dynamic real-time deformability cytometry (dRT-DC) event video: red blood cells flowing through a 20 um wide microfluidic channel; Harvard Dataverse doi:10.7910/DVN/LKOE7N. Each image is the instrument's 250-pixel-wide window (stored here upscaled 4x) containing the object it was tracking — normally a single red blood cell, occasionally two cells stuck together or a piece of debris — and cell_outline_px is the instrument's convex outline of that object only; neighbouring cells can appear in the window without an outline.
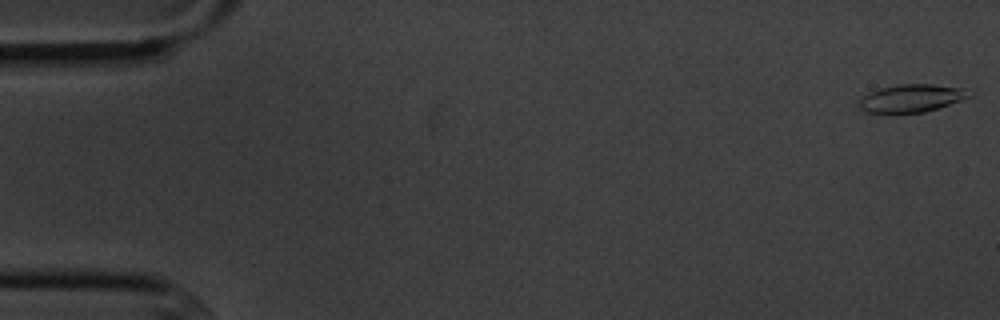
{"species": "common noctule bat (a hibernating species)", "species_latin": "Nyctalus noctula", "temperature_condition": "cold", "stored_images_in_passage": 5, "camera_frame_rate_fps": 3000, "um_per_image_px": 0.085, "animal": {"sex": "male", "body_mass_g": 20.1, "forearm_length_mm": 53.5}, "frame": {"image": 1, "passage_image": 1, "time_ms": 0.0, "image_size_px": [1000, 320], "cell_outline_px": [[972, 96], [924, 112], [864, 112], [860, 108], [860, 100], [868, 92], [880, 88], [900, 84], [932, 84], [964, 88]], "centroid_in_image_um": [77.46, 8.33], "position_along_channel_um": 7.5, "area_um2": 17.4}}